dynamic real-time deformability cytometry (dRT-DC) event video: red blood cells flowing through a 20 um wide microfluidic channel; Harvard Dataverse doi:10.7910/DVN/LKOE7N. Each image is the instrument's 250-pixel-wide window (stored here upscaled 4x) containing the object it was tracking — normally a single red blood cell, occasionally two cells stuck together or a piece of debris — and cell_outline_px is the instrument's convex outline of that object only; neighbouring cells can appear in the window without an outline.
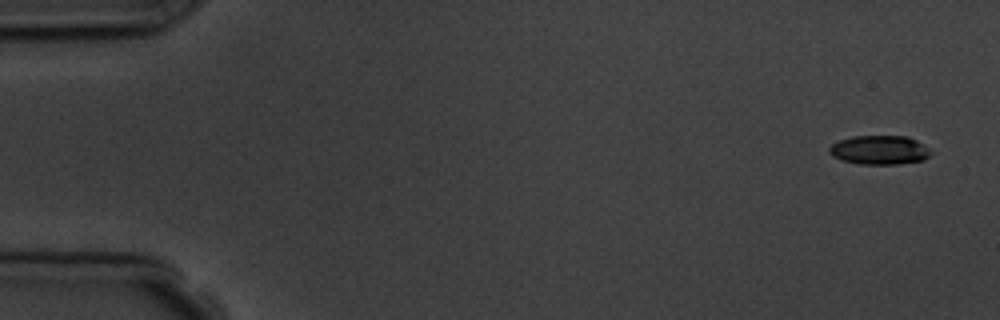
{"species": "common noctule bat (a hibernating species)", "species_latin": "Nyctalus noctula", "temperature_condition": "room temperature", "stored_images_in_passage": 5, "camera_frame_rate_fps": 3000, "um_per_image_px": 0.085, "animal": {"sex": "male", "body_mass_g": 19.5, "forearm_length_mm": 54.6}, "frame": {"image": 1, "passage_image": 1, "time_ms": 0.0, "image_size_px": [1000, 320], "cell_outline_px": [[932, 152], [924, 160], [896, 164], [860, 164], [844, 160], [832, 156], [828, 152], [828, 148], [832, 144], [840, 140], [852, 136], [908, 136], [924, 144]], "centroid_in_image_um": [74.76, 12.74], "position_along_channel_um": 10.2, "area_um2": 17.17}}
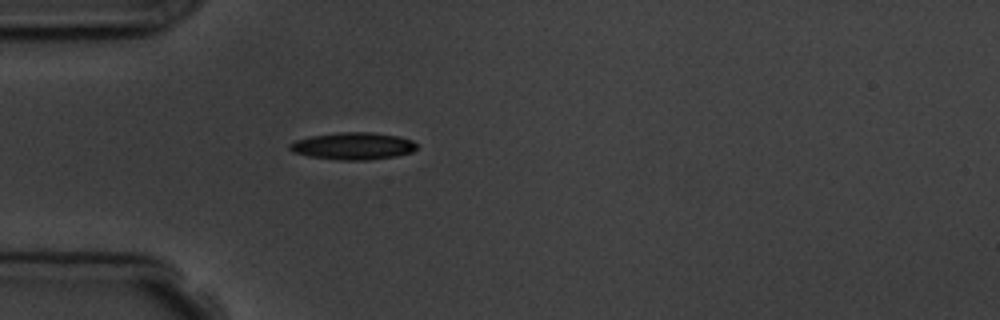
{"frame": {"image": 2, "passage_image": 5, "time_ms": 4.667, "image_size_px": [1000, 320], "cell_outline_px": [[416, 148], [412, 152], [396, 156], [368, 160], [340, 160], [308, 156], [292, 152], [288, 148], [288, 144], [296, 140], [312, 136], [340, 132], [372, 132], [400, 136], [412, 140], [416, 144]], "centroid_in_image_um": [30.01, 12.41], "position_along_channel_um": 55.0, "area_um2": 20.17}}